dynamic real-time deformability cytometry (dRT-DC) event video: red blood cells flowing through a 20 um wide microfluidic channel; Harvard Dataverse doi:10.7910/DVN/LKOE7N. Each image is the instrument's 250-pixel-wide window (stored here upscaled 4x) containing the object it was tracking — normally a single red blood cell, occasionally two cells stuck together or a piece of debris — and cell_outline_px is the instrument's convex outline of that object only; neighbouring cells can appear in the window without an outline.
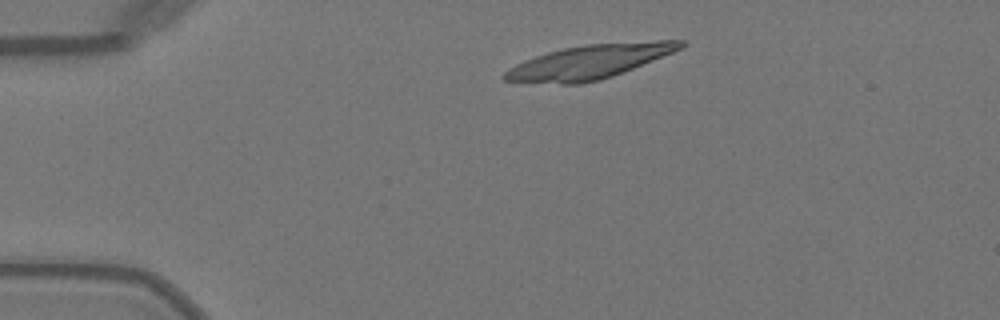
{"species": "Egyptian fruit bat (a non-hibernating species)", "species_latin": "Rousettus aegyptiacus", "temperature_condition": "warm", "stored_images_in_passage": 7, "camera_frame_rate_fps": 3000, "um_per_image_px": 0.085, "animal": {"sex": "female"}, "frame": {"image": 1, "passage_image": 1, "time_ms": 0.0, "image_size_px": [1000, 320], "cell_outline_px": [[688, 44], [684, 48], [612, 76], [600, 80], [580, 84], [560, 84], [504, 80], [500, 76], [508, 68], [524, 60], [548, 52], [564, 48], [588, 44], [656, 40], [684, 40]], "centroid_in_image_um": [50.13, 5.24], "position_along_channel_um": 34.9, "area_um2": 34.8}}